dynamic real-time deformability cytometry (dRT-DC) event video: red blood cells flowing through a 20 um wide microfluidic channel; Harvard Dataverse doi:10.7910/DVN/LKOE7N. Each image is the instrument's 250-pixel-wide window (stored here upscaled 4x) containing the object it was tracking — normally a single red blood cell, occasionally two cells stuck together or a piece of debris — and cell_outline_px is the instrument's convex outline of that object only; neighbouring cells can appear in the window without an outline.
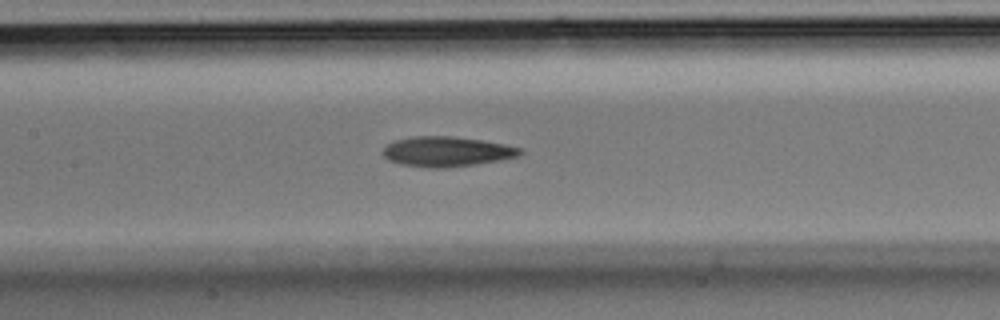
{"species": "Egyptian fruit bat (a non-hibernating species)", "species_latin": "Rousettus aegyptiacus", "temperature_condition": "room temperature", "stored_images_in_passage": 26, "camera_frame_rate_fps": 3000, "um_per_image_px": 0.085, "animal": {"sex": "male"}, "frame": {"image": 1, "passage_image": 10, "time_ms": 3.0, "image_size_px": [1000, 320], "cell_outline_px": [[524, 152], [520, 156], [500, 160], [476, 164], [444, 168], [432, 168], [400, 164], [388, 160], [380, 152], [388, 144], [396, 140], [412, 136], [456, 136], [484, 140], [524, 148]], "centroid_in_image_um": [38.01, 12.88], "position_along_channel_um": 169.4, "area_um2": 24.28}}
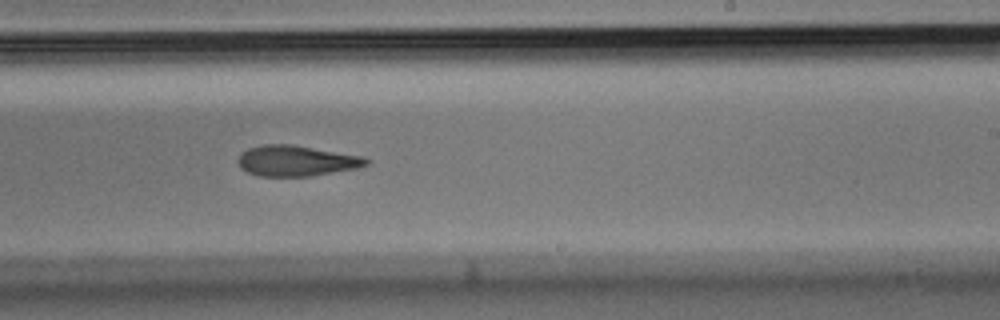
{"frame": {"image": 2, "passage_image": 15, "time_ms": 4.667, "image_size_px": [1000, 320], "cell_outline_px": [[372, 160], [368, 164], [356, 168], [312, 176], [260, 176], [248, 172], [240, 168], [236, 160], [240, 152], [248, 148], [264, 144], [292, 144], [364, 156]], "centroid_in_image_um": [25.18, 13.66], "position_along_channel_um": 263.8, "area_um2": 23.18}}
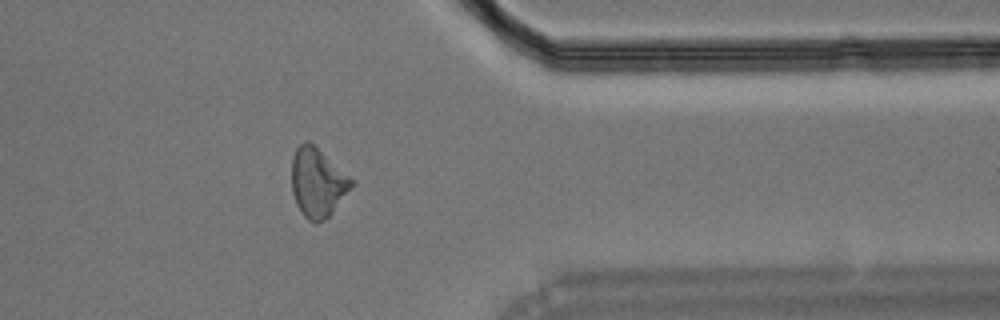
{"frame": {"image": 3, "passage_image": 22, "time_ms": 7.0, "image_size_px": [1000, 320], "cell_outline_px": [[356, 184], [332, 212], [324, 220], [316, 224], [308, 220], [300, 212], [296, 204], [292, 192], [292, 156], [296, 148], [304, 140], [308, 140], [316, 144], [356, 180]], "centroid_in_image_um": [27.03, 15.47], "position_along_channel_um": 384.4, "area_um2": 24.91}}